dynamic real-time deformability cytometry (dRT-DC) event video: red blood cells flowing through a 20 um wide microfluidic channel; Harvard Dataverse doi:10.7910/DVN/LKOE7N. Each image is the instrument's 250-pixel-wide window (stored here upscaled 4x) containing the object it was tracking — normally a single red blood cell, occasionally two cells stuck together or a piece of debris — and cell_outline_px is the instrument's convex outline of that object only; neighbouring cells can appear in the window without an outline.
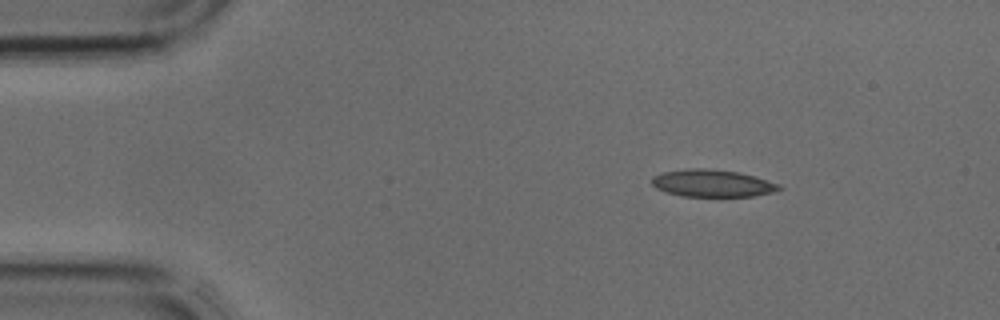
{"species": "common noctule bat (a hibernating species)", "species_latin": "Nyctalus noctula", "temperature_condition": "cold", "stored_images_in_passage": 4, "segment_of_instrument_passage": [2, 2], "camera_frame_rate_fps": 3000, "um_per_image_px": 0.085, "animal": {"sex": "male", "body_mass_g": 17.9, "forearm_length_mm": 54.2}, "frame": {"image": 1, "passage_image": 4, "time_ms": 1.0, "image_size_px": [1000, 320], "cell_outline_px": [[784, 188], [772, 192], [752, 196], [680, 196], [656, 188], [652, 184], [652, 176], [664, 172], [688, 168], [704, 168], [736, 172], [752, 176], [780, 184]], "centroid_in_image_um": [60.53, 15.58], "position_along_channel_um": 24.5, "area_um2": 19.94}}